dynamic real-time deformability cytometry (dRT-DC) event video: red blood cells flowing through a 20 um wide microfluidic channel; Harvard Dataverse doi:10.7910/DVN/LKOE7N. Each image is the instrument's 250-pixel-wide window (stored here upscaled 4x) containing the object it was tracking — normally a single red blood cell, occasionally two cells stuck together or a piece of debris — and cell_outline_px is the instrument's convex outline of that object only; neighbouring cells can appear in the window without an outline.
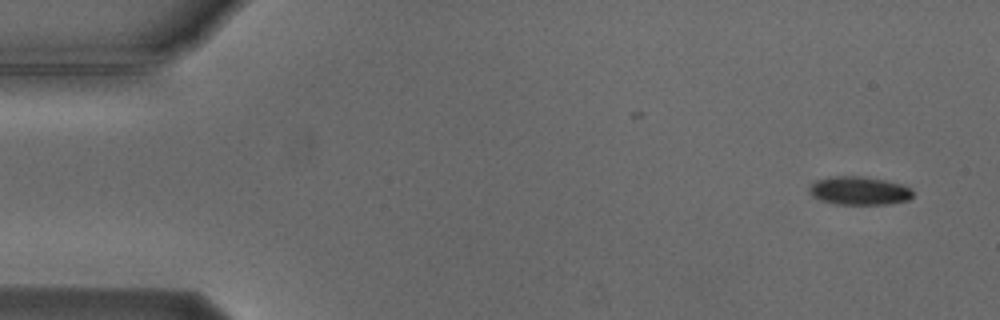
{"species": "Egyptian fruit bat (a non-hibernating species)", "species_latin": "Rousettus aegyptiacus", "temperature_condition": "cold", "stored_images_in_passage": 3, "camera_frame_rate_fps": 3000, "um_per_image_px": 0.085, "animal": {"sex": "male"}, "frame": {"image": 1, "passage_image": 3, "time_ms": 2.333, "image_size_px": [1000, 320], "cell_outline_px": [[912, 196], [908, 200], [888, 204], [836, 204], [820, 200], [812, 196], [812, 184], [816, 180], [832, 176], [864, 176], [904, 184], [912, 192]], "centroid_in_image_um": [73.06, 16.21], "position_along_channel_um": 11.9, "area_um2": 16.94}}